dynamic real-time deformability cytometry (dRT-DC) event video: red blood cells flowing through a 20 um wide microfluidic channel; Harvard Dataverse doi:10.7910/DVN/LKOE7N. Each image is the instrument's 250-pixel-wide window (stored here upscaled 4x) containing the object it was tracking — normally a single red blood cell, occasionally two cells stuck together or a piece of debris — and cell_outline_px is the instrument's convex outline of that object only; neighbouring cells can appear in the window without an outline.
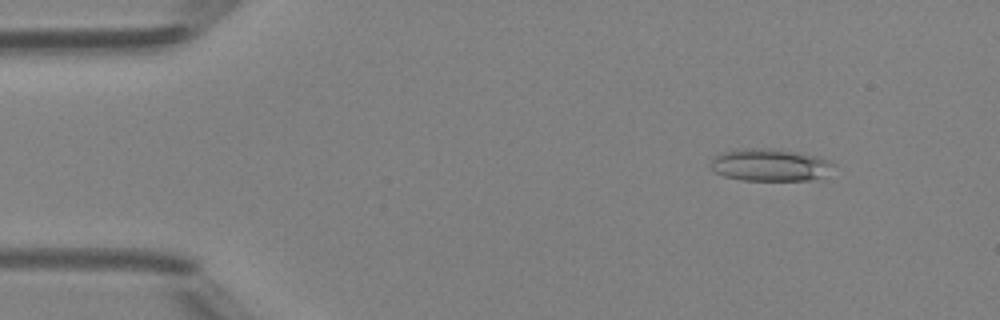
{"species": "Egyptian fruit bat (a non-hibernating species)", "species_latin": "Rousettus aegyptiacus", "temperature_condition": "room temperature", "stored_images_in_passage": 6, "camera_frame_rate_fps": 3000, "um_per_image_px": 0.085, "animal": {"sex": "female"}, "frame": {"image": 1, "passage_image": 2, "time_ms": 0.333, "image_size_px": [1000, 320], "cell_outline_px": [[836, 164], [820, 176], [812, 180], [740, 180], [724, 176], [712, 172], [708, 164], [720, 152], [744, 148], [768, 148], [796, 152], [820, 156], [832, 160]], "centroid_in_image_um": [65.39, 14.01], "position_along_channel_um": 19.6, "area_um2": 23.29}}